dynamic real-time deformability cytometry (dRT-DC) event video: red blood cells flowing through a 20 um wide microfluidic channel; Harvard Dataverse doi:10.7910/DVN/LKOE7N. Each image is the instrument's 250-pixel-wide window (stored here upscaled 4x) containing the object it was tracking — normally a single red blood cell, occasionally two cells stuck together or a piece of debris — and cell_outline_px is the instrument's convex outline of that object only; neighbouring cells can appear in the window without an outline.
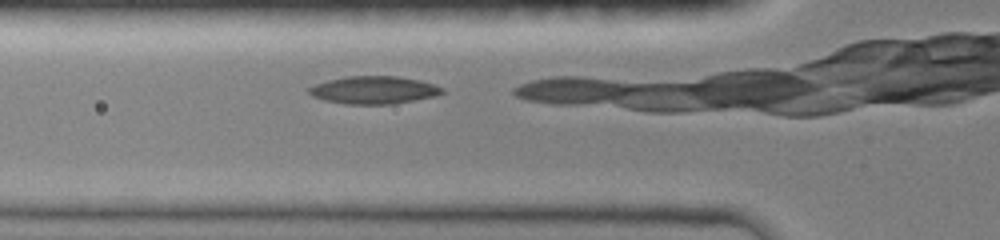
{"species": "common noctule bat (a hibernating species)", "species_latin": "Nyctalus noctula", "temperature_condition": "room temperature", "stored_images_in_passage": 2, "camera_frame_rate_fps": 3000, "um_per_image_px": 0.085, "animal": {"sex": "female", "body_mass_g": 19.0, "forearm_length_mm": 51.5}, "frame": {"image": 1, "passage_image": 2, "time_ms": 0.667, "image_size_px": [1000, 240], "cell_outline_px": [[444, 92], [436, 96], [388, 104], [344, 104], [324, 100], [312, 96], [308, 92], [308, 88], [316, 84], [328, 80], [348, 76], [396, 76], [420, 80], [444, 88]], "centroid_in_image_um": [31.76, 7.65], "position_along_channel_um": 94.0, "area_um2": 21.33}}